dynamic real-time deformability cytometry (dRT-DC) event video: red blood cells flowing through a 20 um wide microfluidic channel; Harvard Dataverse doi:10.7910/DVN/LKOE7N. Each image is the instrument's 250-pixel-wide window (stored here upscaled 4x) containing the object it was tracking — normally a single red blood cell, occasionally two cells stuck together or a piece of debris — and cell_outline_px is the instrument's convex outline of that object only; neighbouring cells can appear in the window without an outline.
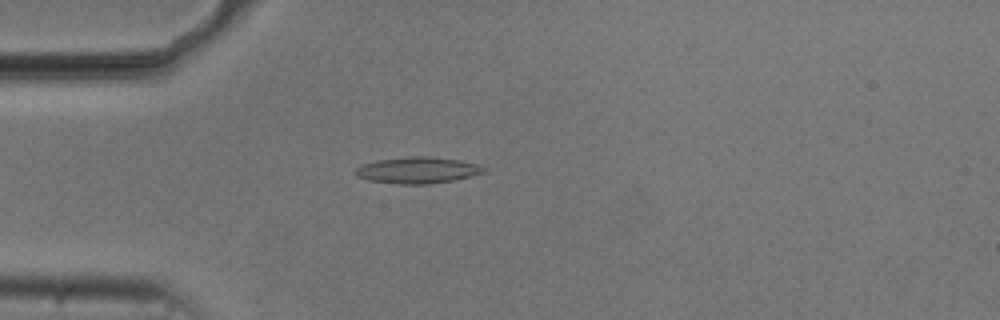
{"species": "common noctule bat (a hibernating species)", "species_latin": "Nyctalus noctula", "temperature_condition": "cold", "stored_images_in_passage": 53, "camera_frame_rate_fps": 3000, "um_per_image_px": 0.085, "animal": {"sex": "male", "body_mass_g": 20.5, "forearm_length_mm": 52.5}, "frame": {"image": 1, "passage_image": 14, "time_ms": 4.333, "image_size_px": [1000, 320], "cell_outline_px": [[488, 172], [452, 180], [428, 184], [396, 184], [368, 180], [356, 176], [352, 172], [360, 164], [376, 160], [408, 156], [428, 156], [460, 160], [480, 164]], "centroid_in_image_um": [35.46, 14.46], "position_along_channel_um": 49.5, "area_um2": 20.0}}
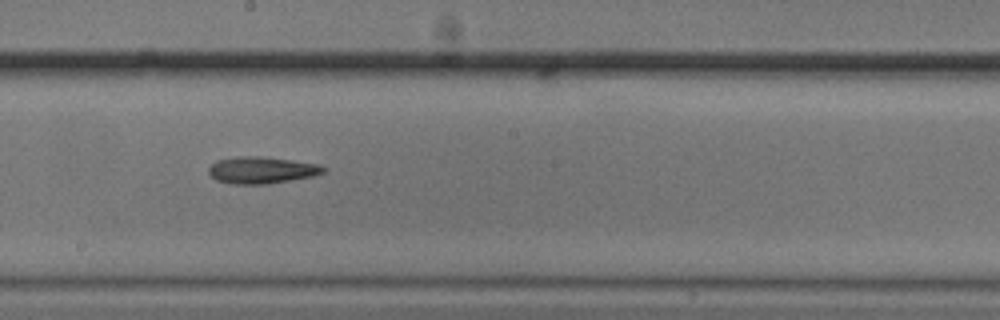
{"frame": {"image": 2, "passage_image": 29, "time_ms": 9.333, "image_size_px": [1000, 320], "cell_outline_px": [[328, 168], [324, 172], [312, 176], [264, 184], [232, 184], [216, 180], [208, 172], [208, 168], [216, 160], [236, 156], [256, 156], [292, 160], [320, 164]], "centroid_in_image_um": [22.23, 14.45], "position_along_channel_um": 226.0, "area_um2": 17.86}}
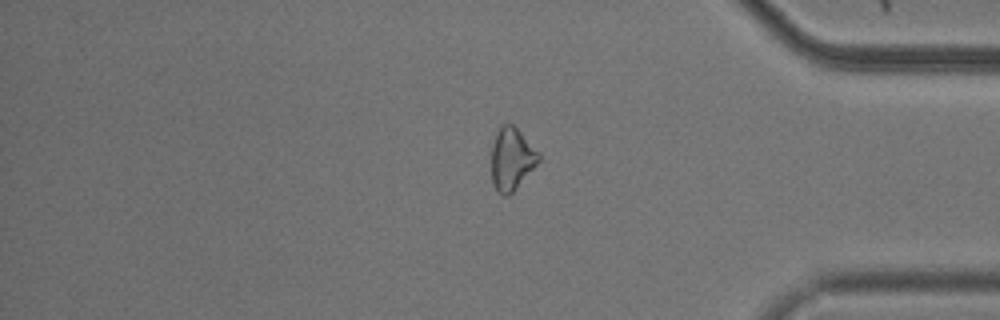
{"frame": {"image": 3, "passage_image": 44, "time_ms": 14.333, "image_size_px": [1000, 320], "cell_outline_px": [[540, 160], [516, 188], [508, 196], [500, 196], [496, 192], [492, 184], [492, 144], [496, 132], [500, 124], [504, 120], [508, 120], [540, 152]], "centroid_in_image_um": [43.47, 13.48], "position_along_channel_um": 391.7, "area_um2": 17.51}}